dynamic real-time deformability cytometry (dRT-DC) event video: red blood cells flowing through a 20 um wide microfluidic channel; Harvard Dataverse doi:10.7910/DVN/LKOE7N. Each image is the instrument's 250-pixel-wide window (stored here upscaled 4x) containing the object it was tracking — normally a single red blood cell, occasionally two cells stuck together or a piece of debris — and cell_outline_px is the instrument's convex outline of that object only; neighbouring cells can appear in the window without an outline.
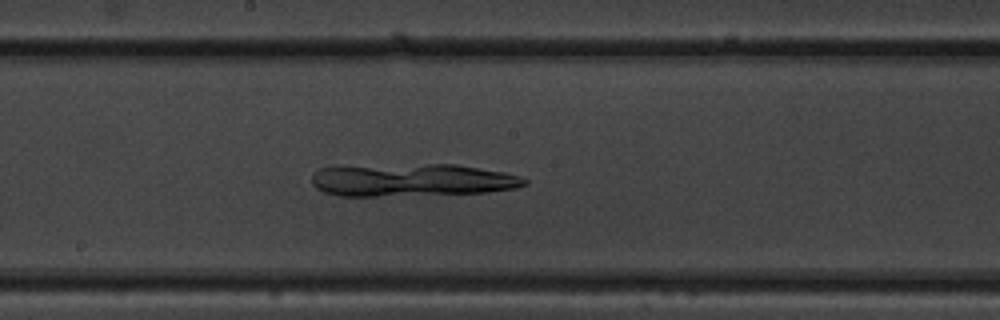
{"species": "common noctule bat (a hibernating species)", "species_latin": "Nyctalus noctula", "temperature_condition": "warm", "stored_images_in_passage": 51, "camera_frame_rate_fps": 3000, "um_per_image_px": 0.085, "animal": {"sex": "male", "body_mass_g": 19.5, "forearm_length_mm": 54.6}, "frame": {"image": 1, "passage_image": 28, "time_ms": 9.0, "image_size_px": [1000, 320], "cell_outline_px": [[528, 184], [516, 188], [488, 192], [376, 196], [336, 196], [324, 192], [316, 188], [312, 184], [312, 172], [320, 168], [428, 164], [456, 164], [504, 172], [520, 176], [528, 180]], "centroid_in_image_um": [35.05, 15.31], "position_along_channel_um": 213.2, "area_um2": 40.17}}
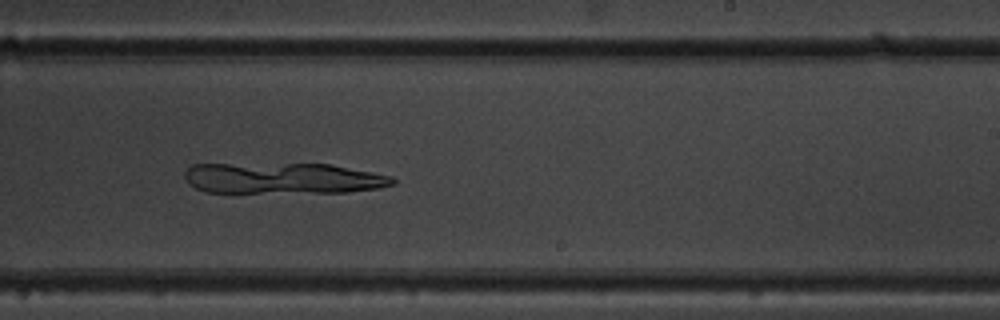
{"frame": {"image": 2, "passage_image": 32, "time_ms": 10.333, "image_size_px": [1000, 320], "cell_outline_px": [[396, 184], [380, 188], [348, 192], [204, 192], [188, 184], [184, 176], [184, 172], [192, 164], [328, 164], [372, 172], [392, 176], [396, 180]], "centroid_in_image_um": [24.06, 15.16], "position_along_channel_um": 264.9, "area_um2": 37.57}}
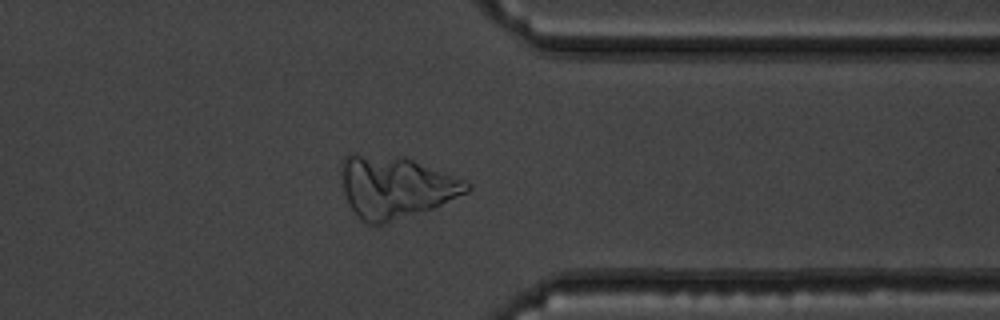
{"frame": {"image": 3, "passage_image": 41, "time_ms": 13.333, "image_size_px": [1000, 320], "cell_outline_px": [[472, 188], [468, 192], [432, 208], [380, 228], [368, 224], [360, 220], [356, 216], [348, 204], [344, 192], [340, 172], [344, 156], [348, 152], [356, 152], [404, 156], [464, 180]], "centroid_in_image_um": [33.54, 15.91], "position_along_channel_um": 377.9, "area_um2": 46.41}}